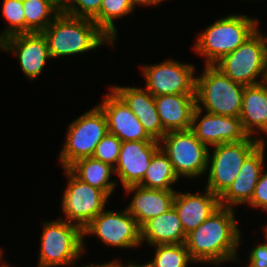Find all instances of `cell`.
<instances>
[{"mask_svg": "<svg viewBox=\"0 0 267 267\" xmlns=\"http://www.w3.org/2000/svg\"><path fill=\"white\" fill-rule=\"evenodd\" d=\"M195 107L191 130L207 146L233 143L244 140L248 135L243 131L240 118L206 113ZM201 117L200 121L198 120ZM198 121V122H197Z\"/></svg>", "mask_w": 267, "mask_h": 267, "instance_id": "9a60e30c", "label": "cell"}, {"mask_svg": "<svg viewBox=\"0 0 267 267\" xmlns=\"http://www.w3.org/2000/svg\"><path fill=\"white\" fill-rule=\"evenodd\" d=\"M241 232L233 208L220 206L199 227L190 231L185 246L195 263L236 261ZM220 263V264H219Z\"/></svg>", "mask_w": 267, "mask_h": 267, "instance_id": "6da1fadb", "label": "cell"}, {"mask_svg": "<svg viewBox=\"0 0 267 267\" xmlns=\"http://www.w3.org/2000/svg\"><path fill=\"white\" fill-rule=\"evenodd\" d=\"M155 256L145 263L147 267H187L194 263L184 243L154 245ZM190 262V263H189Z\"/></svg>", "mask_w": 267, "mask_h": 267, "instance_id": "83f0119b", "label": "cell"}, {"mask_svg": "<svg viewBox=\"0 0 267 267\" xmlns=\"http://www.w3.org/2000/svg\"><path fill=\"white\" fill-rule=\"evenodd\" d=\"M2 253H3V252H2V250L0 249V267H12V266H10L9 264H6V263H5V264H2V263H1V261H2ZM1 264H2L3 266H2Z\"/></svg>", "mask_w": 267, "mask_h": 267, "instance_id": "8d00e7d4", "label": "cell"}, {"mask_svg": "<svg viewBox=\"0 0 267 267\" xmlns=\"http://www.w3.org/2000/svg\"><path fill=\"white\" fill-rule=\"evenodd\" d=\"M102 0H63L65 14L93 20L100 12Z\"/></svg>", "mask_w": 267, "mask_h": 267, "instance_id": "f546056e", "label": "cell"}, {"mask_svg": "<svg viewBox=\"0 0 267 267\" xmlns=\"http://www.w3.org/2000/svg\"><path fill=\"white\" fill-rule=\"evenodd\" d=\"M264 82L267 84V68H266V75H265V80Z\"/></svg>", "mask_w": 267, "mask_h": 267, "instance_id": "ab89813d", "label": "cell"}, {"mask_svg": "<svg viewBox=\"0 0 267 267\" xmlns=\"http://www.w3.org/2000/svg\"><path fill=\"white\" fill-rule=\"evenodd\" d=\"M132 4L133 8L135 9L136 5L139 6H147V5H159L164 0H129Z\"/></svg>", "mask_w": 267, "mask_h": 267, "instance_id": "836d02e7", "label": "cell"}, {"mask_svg": "<svg viewBox=\"0 0 267 267\" xmlns=\"http://www.w3.org/2000/svg\"><path fill=\"white\" fill-rule=\"evenodd\" d=\"M248 204L251 207L267 211V171L265 172L264 169L260 175L259 181L255 186L251 201Z\"/></svg>", "mask_w": 267, "mask_h": 267, "instance_id": "1f68e13d", "label": "cell"}, {"mask_svg": "<svg viewBox=\"0 0 267 267\" xmlns=\"http://www.w3.org/2000/svg\"><path fill=\"white\" fill-rule=\"evenodd\" d=\"M172 163L167 155L159 148L153 155L143 180L138 184L149 189L176 191L171 187L178 181Z\"/></svg>", "mask_w": 267, "mask_h": 267, "instance_id": "d4e9b609", "label": "cell"}, {"mask_svg": "<svg viewBox=\"0 0 267 267\" xmlns=\"http://www.w3.org/2000/svg\"><path fill=\"white\" fill-rule=\"evenodd\" d=\"M130 108L143 125L144 130L154 140L159 141L166 131L157 113L154 96L146 89L135 87H110Z\"/></svg>", "mask_w": 267, "mask_h": 267, "instance_id": "ac0fdd59", "label": "cell"}, {"mask_svg": "<svg viewBox=\"0 0 267 267\" xmlns=\"http://www.w3.org/2000/svg\"><path fill=\"white\" fill-rule=\"evenodd\" d=\"M173 207L178 213L186 234L199 227L219 207V197L205 188L204 194L177 192Z\"/></svg>", "mask_w": 267, "mask_h": 267, "instance_id": "d6986e66", "label": "cell"}, {"mask_svg": "<svg viewBox=\"0 0 267 267\" xmlns=\"http://www.w3.org/2000/svg\"><path fill=\"white\" fill-rule=\"evenodd\" d=\"M159 144L178 178L193 179L207 172L209 148L191 129L166 132Z\"/></svg>", "mask_w": 267, "mask_h": 267, "instance_id": "9c48e42d", "label": "cell"}, {"mask_svg": "<svg viewBox=\"0 0 267 267\" xmlns=\"http://www.w3.org/2000/svg\"><path fill=\"white\" fill-rule=\"evenodd\" d=\"M239 118L242 129L248 136L257 137L255 134L258 131L267 134V84L265 82L245 86Z\"/></svg>", "mask_w": 267, "mask_h": 267, "instance_id": "7402d4cb", "label": "cell"}, {"mask_svg": "<svg viewBox=\"0 0 267 267\" xmlns=\"http://www.w3.org/2000/svg\"><path fill=\"white\" fill-rule=\"evenodd\" d=\"M67 176V187L62 196L63 220L84 228L105 208L109 196L102 190L78 179L68 168H63Z\"/></svg>", "mask_w": 267, "mask_h": 267, "instance_id": "30bf717a", "label": "cell"}, {"mask_svg": "<svg viewBox=\"0 0 267 267\" xmlns=\"http://www.w3.org/2000/svg\"><path fill=\"white\" fill-rule=\"evenodd\" d=\"M52 1L61 9L63 0H52Z\"/></svg>", "mask_w": 267, "mask_h": 267, "instance_id": "74e56055", "label": "cell"}, {"mask_svg": "<svg viewBox=\"0 0 267 267\" xmlns=\"http://www.w3.org/2000/svg\"><path fill=\"white\" fill-rule=\"evenodd\" d=\"M124 189L127 194L135 193L126 209L140 227L151 218L170 210L176 194V191L149 189L140 185H131Z\"/></svg>", "mask_w": 267, "mask_h": 267, "instance_id": "ffe728a7", "label": "cell"}, {"mask_svg": "<svg viewBox=\"0 0 267 267\" xmlns=\"http://www.w3.org/2000/svg\"><path fill=\"white\" fill-rule=\"evenodd\" d=\"M44 222L37 267L73 266L85 252L83 229L62 218Z\"/></svg>", "mask_w": 267, "mask_h": 267, "instance_id": "5b68a950", "label": "cell"}, {"mask_svg": "<svg viewBox=\"0 0 267 267\" xmlns=\"http://www.w3.org/2000/svg\"><path fill=\"white\" fill-rule=\"evenodd\" d=\"M159 145L157 140L122 142L114 173L120 178L123 188L138 185L143 180Z\"/></svg>", "mask_w": 267, "mask_h": 267, "instance_id": "5bb4252c", "label": "cell"}, {"mask_svg": "<svg viewBox=\"0 0 267 267\" xmlns=\"http://www.w3.org/2000/svg\"><path fill=\"white\" fill-rule=\"evenodd\" d=\"M134 10L129 0H102L99 14L93 19L96 25L113 41L118 37L114 21Z\"/></svg>", "mask_w": 267, "mask_h": 267, "instance_id": "4316f807", "label": "cell"}, {"mask_svg": "<svg viewBox=\"0 0 267 267\" xmlns=\"http://www.w3.org/2000/svg\"><path fill=\"white\" fill-rule=\"evenodd\" d=\"M264 147L265 141L245 159L238 176L219 197L220 206L234 209V206L248 204L251 201L255 186L264 169Z\"/></svg>", "mask_w": 267, "mask_h": 267, "instance_id": "e0dca14e", "label": "cell"}, {"mask_svg": "<svg viewBox=\"0 0 267 267\" xmlns=\"http://www.w3.org/2000/svg\"><path fill=\"white\" fill-rule=\"evenodd\" d=\"M186 236L174 207L141 226V243L145 241L151 246L182 244L185 243Z\"/></svg>", "mask_w": 267, "mask_h": 267, "instance_id": "603a6c76", "label": "cell"}, {"mask_svg": "<svg viewBox=\"0 0 267 267\" xmlns=\"http://www.w3.org/2000/svg\"><path fill=\"white\" fill-rule=\"evenodd\" d=\"M0 48L17 54L20 67L29 80L36 79L51 59L48 43L42 32L11 35L0 42Z\"/></svg>", "mask_w": 267, "mask_h": 267, "instance_id": "4fadbf2b", "label": "cell"}, {"mask_svg": "<svg viewBox=\"0 0 267 267\" xmlns=\"http://www.w3.org/2000/svg\"><path fill=\"white\" fill-rule=\"evenodd\" d=\"M2 16L8 21L9 25L2 34L0 42L5 38L25 33V16L22 0H3Z\"/></svg>", "mask_w": 267, "mask_h": 267, "instance_id": "f1b7e54d", "label": "cell"}, {"mask_svg": "<svg viewBox=\"0 0 267 267\" xmlns=\"http://www.w3.org/2000/svg\"><path fill=\"white\" fill-rule=\"evenodd\" d=\"M195 67L175 60H166L159 64L145 65L142 72L145 77V89L153 96L169 94H195Z\"/></svg>", "mask_w": 267, "mask_h": 267, "instance_id": "7c38bea8", "label": "cell"}, {"mask_svg": "<svg viewBox=\"0 0 267 267\" xmlns=\"http://www.w3.org/2000/svg\"><path fill=\"white\" fill-rule=\"evenodd\" d=\"M264 232H265V233H264V234H265L264 236H265L266 241H267V225L265 226V230H264Z\"/></svg>", "mask_w": 267, "mask_h": 267, "instance_id": "f35d334b", "label": "cell"}, {"mask_svg": "<svg viewBox=\"0 0 267 267\" xmlns=\"http://www.w3.org/2000/svg\"><path fill=\"white\" fill-rule=\"evenodd\" d=\"M121 264L122 263L120 260L113 261V267H147L145 264L140 265L138 263L136 264V263H132V262L128 263L126 266H124V264L123 265H121Z\"/></svg>", "mask_w": 267, "mask_h": 267, "instance_id": "e575fe53", "label": "cell"}, {"mask_svg": "<svg viewBox=\"0 0 267 267\" xmlns=\"http://www.w3.org/2000/svg\"><path fill=\"white\" fill-rule=\"evenodd\" d=\"M121 144L122 141L116 135L108 132L97 144L92 157L114 167L118 161Z\"/></svg>", "mask_w": 267, "mask_h": 267, "instance_id": "4dcf8cb0", "label": "cell"}, {"mask_svg": "<svg viewBox=\"0 0 267 267\" xmlns=\"http://www.w3.org/2000/svg\"><path fill=\"white\" fill-rule=\"evenodd\" d=\"M157 113L166 132L189 130L196 107L195 94L154 96Z\"/></svg>", "mask_w": 267, "mask_h": 267, "instance_id": "44dd1931", "label": "cell"}, {"mask_svg": "<svg viewBox=\"0 0 267 267\" xmlns=\"http://www.w3.org/2000/svg\"><path fill=\"white\" fill-rule=\"evenodd\" d=\"M248 257L251 267H267V242L252 248Z\"/></svg>", "mask_w": 267, "mask_h": 267, "instance_id": "d6a6232c", "label": "cell"}, {"mask_svg": "<svg viewBox=\"0 0 267 267\" xmlns=\"http://www.w3.org/2000/svg\"><path fill=\"white\" fill-rule=\"evenodd\" d=\"M110 92L98 105L105 113L108 132L116 135L122 142L154 140L147 134L127 104L112 89Z\"/></svg>", "mask_w": 267, "mask_h": 267, "instance_id": "2e32d148", "label": "cell"}, {"mask_svg": "<svg viewBox=\"0 0 267 267\" xmlns=\"http://www.w3.org/2000/svg\"><path fill=\"white\" fill-rule=\"evenodd\" d=\"M258 23V19L246 15L220 18L199 34L193 49L206 58L205 65H214L251 36L259 28Z\"/></svg>", "mask_w": 267, "mask_h": 267, "instance_id": "3957f363", "label": "cell"}, {"mask_svg": "<svg viewBox=\"0 0 267 267\" xmlns=\"http://www.w3.org/2000/svg\"><path fill=\"white\" fill-rule=\"evenodd\" d=\"M22 3L25 33L43 32L61 12V9L52 0H22Z\"/></svg>", "mask_w": 267, "mask_h": 267, "instance_id": "484cf974", "label": "cell"}, {"mask_svg": "<svg viewBox=\"0 0 267 267\" xmlns=\"http://www.w3.org/2000/svg\"><path fill=\"white\" fill-rule=\"evenodd\" d=\"M204 68L203 74L196 75V107L214 115L239 117L245 86L231 80L214 65Z\"/></svg>", "mask_w": 267, "mask_h": 267, "instance_id": "277c9868", "label": "cell"}, {"mask_svg": "<svg viewBox=\"0 0 267 267\" xmlns=\"http://www.w3.org/2000/svg\"><path fill=\"white\" fill-rule=\"evenodd\" d=\"M82 267H113V261H109L108 263L103 264H93V265H86Z\"/></svg>", "mask_w": 267, "mask_h": 267, "instance_id": "d590c367", "label": "cell"}, {"mask_svg": "<svg viewBox=\"0 0 267 267\" xmlns=\"http://www.w3.org/2000/svg\"><path fill=\"white\" fill-rule=\"evenodd\" d=\"M51 58L88 52L102 44L114 42L91 19L60 12L42 32Z\"/></svg>", "mask_w": 267, "mask_h": 267, "instance_id": "7a4b0ae2", "label": "cell"}, {"mask_svg": "<svg viewBox=\"0 0 267 267\" xmlns=\"http://www.w3.org/2000/svg\"><path fill=\"white\" fill-rule=\"evenodd\" d=\"M257 138L247 136L239 142L212 146L214 150L212 156L208 154L209 172L205 188L220 197L238 176L245 159L264 142L263 138Z\"/></svg>", "mask_w": 267, "mask_h": 267, "instance_id": "52a82bcc", "label": "cell"}, {"mask_svg": "<svg viewBox=\"0 0 267 267\" xmlns=\"http://www.w3.org/2000/svg\"><path fill=\"white\" fill-rule=\"evenodd\" d=\"M214 66L231 80L244 86L263 83L267 68L266 36L262 32L259 33L257 29L239 47L223 56ZM260 75L263 81L256 79Z\"/></svg>", "mask_w": 267, "mask_h": 267, "instance_id": "8992f818", "label": "cell"}, {"mask_svg": "<svg viewBox=\"0 0 267 267\" xmlns=\"http://www.w3.org/2000/svg\"><path fill=\"white\" fill-rule=\"evenodd\" d=\"M68 169L78 179L102 190L108 196L112 194L117 185L116 181L110 180L111 174H115L114 167L93 157L78 159Z\"/></svg>", "mask_w": 267, "mask_h": 267, "instance_id": "cb8c5ba5", "label": "cell"}, {"mask_svg": "<svg viewBox=\"0 0 267 267\" xmlns=\"http://www.w3.org/2000/svg\"><path fill=\"white\" fill-rule=\"evenodd\" d=\"M124 210L117 212L104 209L84 228L83 234H96L107 246L137 248L141 245V227L127 209Z\"/></svg>", "mask_w": 267, "mask_h": 267, "instance_id": "8fae6325", "label": "cell"}, {"mask_svg": "<svg viewBox=\"0 0 267 267\" xmlns=\"http://www.w3.org/2000/svg\"><path fill=\"white\" fill-rule=\"evenodd\" d=\"M108 133L105 113L97 105L68 126L59 164L68 168L76 160L92 157L97 144Z\"/></svg>", "mask_w": 267, "mask_h": 267, "instance_id": "ba28073f", "label": "cell"}]
</instances>
